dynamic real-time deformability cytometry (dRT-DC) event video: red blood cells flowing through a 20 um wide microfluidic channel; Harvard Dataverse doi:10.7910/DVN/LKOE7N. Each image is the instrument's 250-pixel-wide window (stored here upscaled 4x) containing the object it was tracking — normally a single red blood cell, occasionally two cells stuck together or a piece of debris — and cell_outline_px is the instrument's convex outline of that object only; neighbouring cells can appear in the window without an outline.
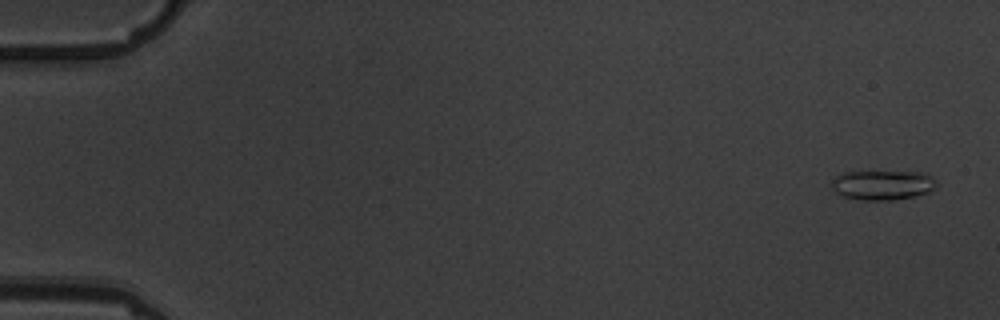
{"species": "common noctule bat (a hibernating species)", "species_latin": "Nyctalus noctula", "temperature_condition": "warm", "stored_images_in_passage": 6, "camera_frame_rate_fps": 3000, "um_per_image_px": 0.085, "animal": {"sex": "male", "body_mass_g": 19.5, "forearm_length_mm": 54.6}, "frame": {"image": 1, "passage_image": 1, "time_ms": 0.0, "image_size_px": [1000, 320], "cell_outline_px": [[936, 188], [928, 192], [912, 196], [892, 200], [860, 200], [844, 196], [836, 192], [832, 188], [832, 180], [836, 176], [844, 172], [928, 172], [936, 180]], "centroid_in_image_um": [75.05, 15.72], "position_along_channel_um": 10.0, "area_um2": 18.09}}